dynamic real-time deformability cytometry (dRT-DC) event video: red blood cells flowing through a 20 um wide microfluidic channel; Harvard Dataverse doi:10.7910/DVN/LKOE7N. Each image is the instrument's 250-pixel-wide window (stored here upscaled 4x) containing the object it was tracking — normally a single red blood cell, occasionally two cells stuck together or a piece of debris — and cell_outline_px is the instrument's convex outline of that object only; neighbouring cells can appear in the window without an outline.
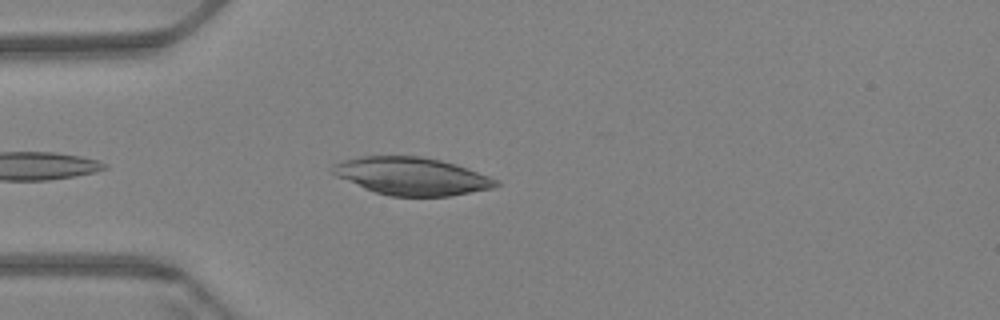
{"species": "Egyptian fruit bat (a non-hibernating species)", "species_latin": "Rousettus aegyptiacus", "temperature_condition": "warm", "stored_images_in_passage": 31, "camera_frame_rate_fps": 3000, "um_per_image_px": 0.085, "animal": {"sex": "female"}, "frame": {"image": 1, "passage_image": 4, "time_ms": 1.0, "image_size_px": [1000, 320], "cell_outline_px": [[500, 184], [492, 188], [448, 196], [392, 196], [376, 192], [364, 188], [336, 176], [332, 172], [332, 164], [344, 160], [364, 156], [420, 156], [440, 160], [456, 164], [468, 168], [488, 176], [496, 180]], "centroid_in_image_um": [34.98, 14.97], "position_along_channel_um": 50.0, "area_um2": 35.49}}
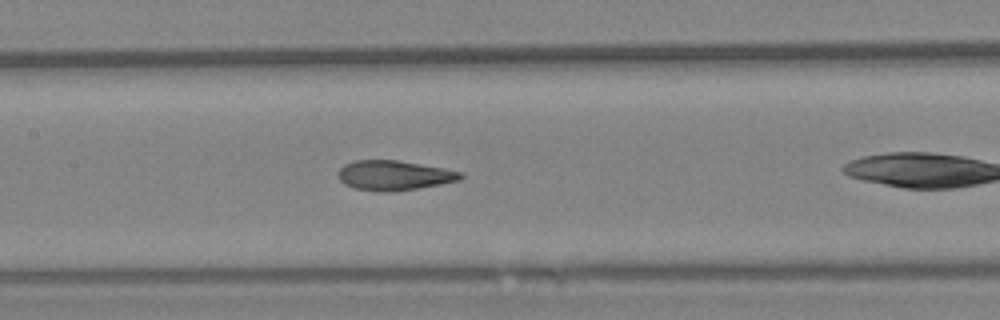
{"frame": {"image": 2, "passage_image": 12, "time_ms": 3.667, "image_size_px": [1000, 320], "cell_outline_px": [[464, 176], [460, 180], [440, 184], [392, 192], [380, 192], [356, 188], [344, 184], [340, 180], [340, 168], [344, 164], [356, 160], [396, 160], [444, 168], [464, 172]], "centroid_in_image_um": [33.53, 14.9], "position_along_channel_um": 173.9, "area_um2": 21.1}}
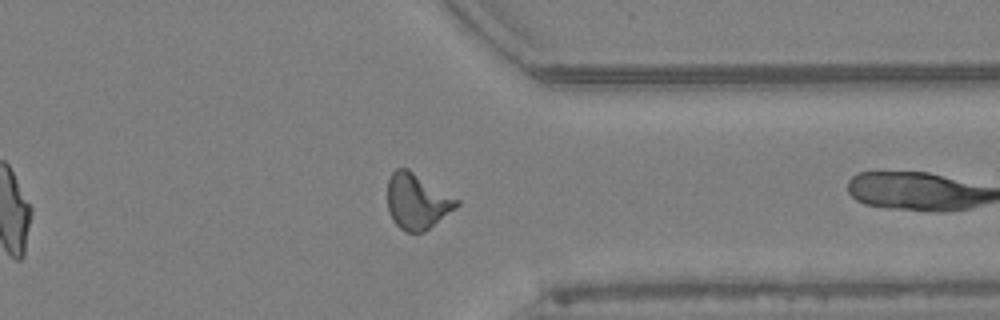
{"frame": {"image": 3, "passage_image": 30, "time_ms": 9.667, "image_size_px": [1000, 320], "cell_outline_px": [[460, 204], [456, 208], [424, 232], [404, 232], [392, 220], [388, 212], [388, 180], [392, 172], [396, 168], [408, 168], [460, 200]], "centroid_in_image_um": [35.45, 17.11], "position_along_channel_um": 376.0, "area_um2": 22.48}}